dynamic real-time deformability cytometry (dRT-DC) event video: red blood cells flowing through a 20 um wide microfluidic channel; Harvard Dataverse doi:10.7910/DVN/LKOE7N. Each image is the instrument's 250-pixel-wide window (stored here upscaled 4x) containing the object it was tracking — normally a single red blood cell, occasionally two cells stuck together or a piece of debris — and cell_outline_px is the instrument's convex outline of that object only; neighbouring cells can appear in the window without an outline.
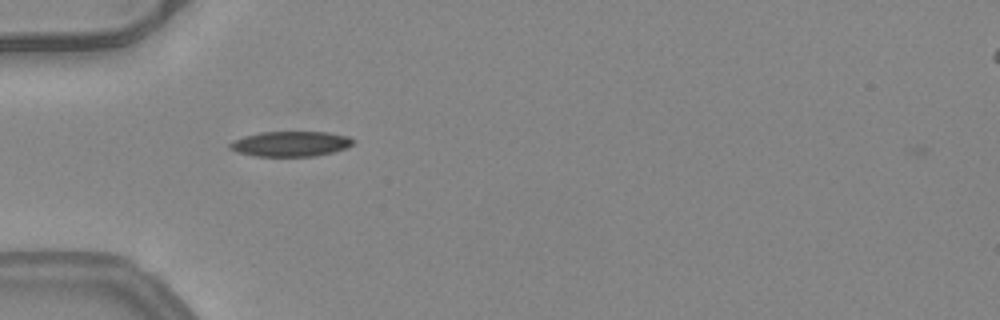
{"species": "common noctule bat (a hibernating species)", "species_latin": "Nyctalus noctula", "temperature_condition": "warm", "stored_images_in_passage": 36, "camera_frame_rate_fps": 3000, "um_per_image_px": 0.085, "animal": {"sex": "female", "body_mass_g": 24.6, "forearm_length_mm": 56.2}, "frame": {"image": 1, "passage_image": 1, "time_ms": 0.0, "image_size_px": [1000, 320], "cell_outline_px": [[352, 144], [344, 148], [332, 152], [316, 156], [256, 156], [236, 152], [228, 148], [228, 144], [232, 140], [244, 136], [260, 132], [328, 132], [348, 136], [352, 140]], "centroid_in_image_um": [24.63, 12.22], "position_along_channel_um": 60.4, "area_um2": 18.03}}
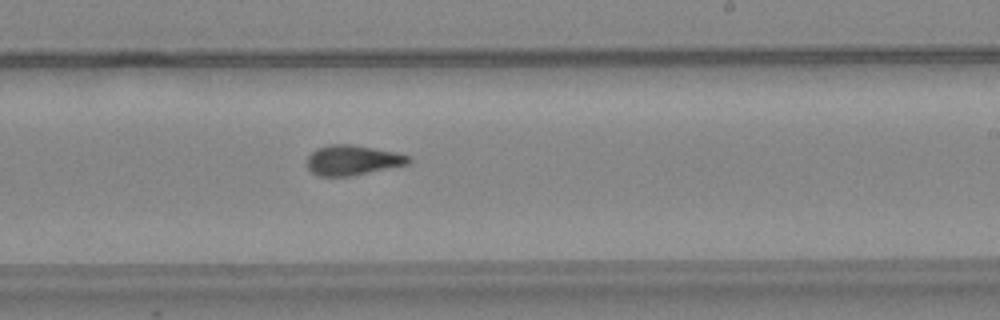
{"frame": {"image": 2, "passage_image": 16, "time_ms": 5.0, "image_size_px": [1000, 320], "cell_outline_px": [[412, 160], [408, 164], [352, 176], [320, 176], [312, 172], [304, 164], [308, 156], [316, 148], [328, 144], [352, 144], [396, 152], [408, 156]], "centroid_in_image_um": [29.93, 13.61], "position_along_channel_um": 259.1, "area_um2": 17.92}}
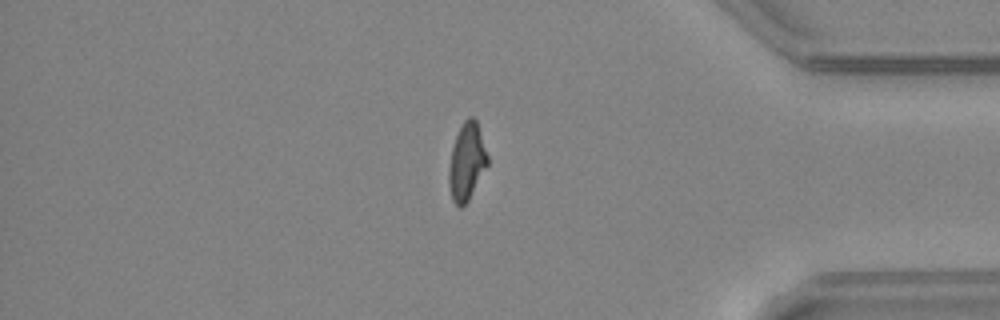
{"frame": {"image": 3, "passage_image": 28, "time_ms": 9.0, "image_size_px": [1000, 320], "cell_outline_px": [[488, 164], [468, 200], [460, 208], [452, 200], [448, 184], [448, 168], [452, 148], [456, 136], [464, 120], [468, 116], [472, 116], [476, 120], [488, 156]], "centroid_in_image_um": [39.66, 13.75], "position_along_channel_um": 395.5, "area_um2": 17.22}, "authors_computed_cell_mechanics": {"area_um2": 17.8024, "velocity_mm_per_s": 4.0543, "shape_relaxation_time_tau1_ms": null, "shape_relaxation_time_tau2_ms": 3.1076, "deformation_change_tau1": null, "deformation_change_tau2": 0.1058}}